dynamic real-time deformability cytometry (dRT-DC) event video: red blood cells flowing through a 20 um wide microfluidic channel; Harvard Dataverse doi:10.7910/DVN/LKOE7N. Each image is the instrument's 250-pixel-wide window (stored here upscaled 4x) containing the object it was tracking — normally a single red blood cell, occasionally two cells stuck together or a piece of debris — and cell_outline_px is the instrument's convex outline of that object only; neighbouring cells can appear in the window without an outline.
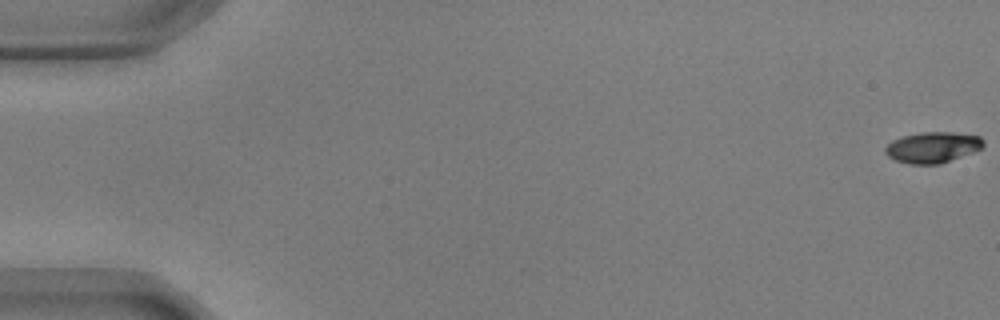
{"species": "common noctule bat (a hibernating species)", "species_latin": "Nyctalus noctula", "temperature_condition": "warm", "stored_images_in_passage": 57, "camera_frame_rate_fps": 3000, "um_per_image_px": 0.085, "animal": {"sex": "male", "body_mass_g": 17.9, "forearm_length_mm": 54.2}, "frame": {"image": 1, "passage_image": 1, "time_ms": 0.0, "image_size_px": [1000, 320], "cell_outline_px": [[984, 144], [980, 148], [972, 152], [940, 164], [908, 164], [896, 160], [888, 156], [884, 152], [884, 148], [892, 140], [904, 136], [924, 132], [952, 132], [980, 136], [984, 140]], "centroid_in_image_um": [79.26, 12.52], "position_along_channel_um": 5.7, "area_um2": 17.51}}
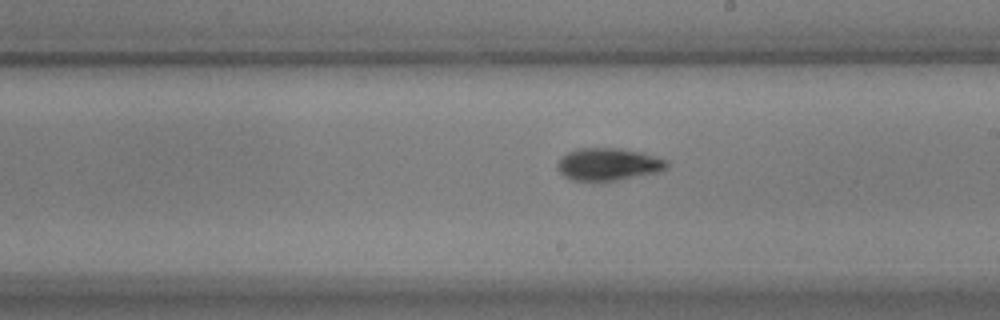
{"frame": {"image": 2, "passage_image": 33, "time_ms": 10.667, "image_size_px": [1000, 320], "cell_outline_px": [[668, 168], [660, 172], [616, 180], [572, 180], [564, 176], [556, 168], [556, 164], [560, 156], [576, 148], [620, 148], [644, 152], [668, 160]], "centroid_in_image_um": [51.72, 13.94], "position_along_channel_um": 237.3, "area_um2": 20.92}}
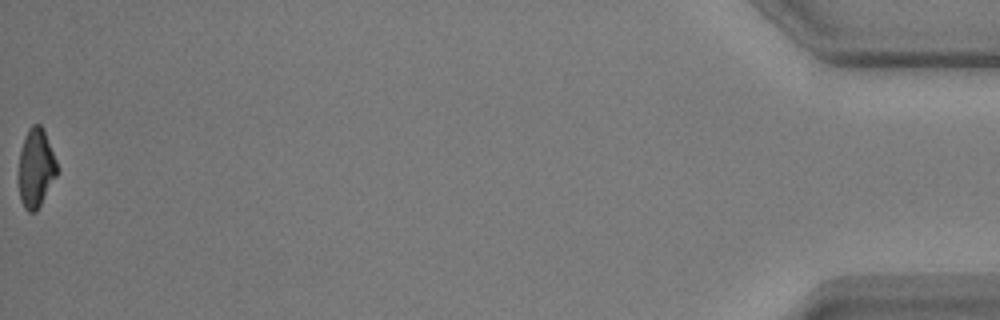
{"frame": {"image": 3, "passage_image": 57, "time_ms": 18.667, "image_size_px": [1000, 320], "cell_outline_px": [[60, 168], [56, 176], [36, 212], [28, 212], [24, 208], [20, 200], [16, 180], [16, 176], [20, 152], [24, 136], [28, 128], [32, 124], [40, 124], [44, 128]], "centroid_in_image_um": [3.03, 14.27], "position_along_channel_um": 432.2, "area_um2": 18.44}, "authors_computed_cell_mechanics": {"area_um2": 18.785, "velocity_mm_per_s": 3.6294, "shape_relaxation_time_tau1_ms": 3.5884, "shape_relaxation_time_tau2_ms": 4.1324, "deformation_change_tau1": 0.149, "deformation_change_tau2": 0.0932}}